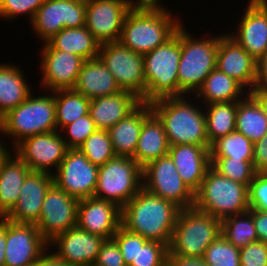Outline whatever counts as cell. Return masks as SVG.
<instances>
[{"label": "cell", "mask_w": 267, "mask_h": 266, "mask_svg": "<svg viewBox=\"0 0 267 266\" xmlns=\"http://www.w3.org/2000/svg\"><path fill=\"white\" fill-rule=\"evenodd\" d=\"M166 7L135 4L125 17L119 42L140 55L166 43L184 23Z\"/></svg>", "instance_id": "cell-1"}, {"label": "cell", "mask_w": 267, "mask_h": 266, "mask_svg": "<svg viewBox=\"0 0 267 266\" xmlns=\"http://www.w3.org/2000/svg\"><path fill=\"white\" fill-rule=\"evenodd\" d=\"M180 210L175 203L142 188L121 208V226L169 247Z\"/></svg>", "instance_id": "cell-2"}, {"label": "cell", "mask_w": 267, "mask_h": 266, "mask_svg": "<svg viewBox=\"0 0 267 266\" xmlns=\"http://www.w3.org/2000/svg\"><path fill=\"white\" fill-rule=\"evenodd\" d=\"M191 97H167L150 103L153 113L163 123L169 145H211L203 104Z\"/></svg>", "instance_id": "cell-3"}, {"label": "cell", "mask_w": 267, "mask_h": 266, "mask_svg": "<svg viewBox=\"0 0 267 266\" xmlns=\"http://www.w3.org/2000/svg\"><path fill=\"white\" fill-rule=\"evenodd\" d=\"M45 93H31L25 101L0 118V137L6 136L8 145L11 140L12 149L26 137L57 130L54 92Z\"/></svg>", "instance_id": "cell-4"}, {"label": "cell", "mask_w": 267, "mask_h": 266, "mask_svg": "<svg viewBox=\"0 0 267 266\" xmlns=\"http://www.w3.org/2000/svg\"><path fill=\"white\" fill-rule=\"evenodd\" d=\"M181 25V58L178 70V97L194 96L206 77L216 68L219 39L223 34L199 36ZM206 36V37H205ZM208 36V37H207ZM199 37V38H197ZM204 37V38H203Z\"/></svg>", "instance_id": "cell-5"}, {"label": "cell", "mask_w": 267, "mask_h": 266, "mask_svg": "<svg viewBox=\"0 0 267 266\" xmlns=\"http://www.w3.org/2000/svg\"><path fill=\"white\" fill-rule=\"evenodd\" d=\"M181 58V26L163 45L144 55L146 92L143 103L178 97V70Z\"/></svg>", "instance_id": "cell-6"}, {"label": "cell", "mask_w": 267, "mask_h": 266, "mask_svg": "<svg viewBox=\"0 0 267 266\" xmlns=\"http://www.w3.org/2000/svg\"><path fill=\"white\" fill-rule=\"evenodd\" d=\"M221 234V220L195 206L181 209L168 255L203 257L206 248Z\"/></svg>", "instance_id": "cell-7"}, {"label": "cell", "mask_w": 267, "mask_h": 266, "mask_svg": "<svg viewBox=\"0 0 267 266\" xmlns=\"http://www.w3.org/2000/svg\"><path fill=\"white\" fill-rule=\"evenodd\" d=\"M194 206L220 220L245 213L249 210L248 186L226 178L211 166L195 193Z\"/></svg>", "instance_id": "cell-8"}, {"label": "cell", "mask_w": 267, "mask_h": 266, "mask_svg": "<svg viewBox=\"0 0 267 266\" xmlns=\"http://www.w3.org/2000/svg\"><path fill=\"white\" fill-rule=\"evenodd\" d=\"M142 188V167L133 158L115 156L99 166L94 197L122 208Z\"/></svg>", "instance_id": "cell-9"}, {"label": "cell", "mask_w": 267, "mask_h": 266, "mask_svg": "<svg viewBox=\"0 0 267 266\" xmlns=\"http://www.w3.org/2000/svg\"><path fill=\"white\" fill-rule=\"evenodd\" d=\"M98 57L105 64L121 91L145 96L144 55L137 54L120 42L100 45Z\"/></svg>", "instance_id": "cell-10"}, {"label": "cell", "mask_w": 267, "mask_h": 266, "mask_svg": "<svg viewBox=\"0 0 267 266\" xmlns=\"http://www.w3.org/2000/svg\"><path fill=\"white\" fill-rule=\"evenodd\" d=\"M143 188L169 200L181 209L194 206L195 194L179 176L169 154L158 158L142 168Z\"/></svg>", "instance_id": "cell-11"}, {"label": "cell", "mask_w": 267, "mask_h": 266, "mask_svg": "<svg viewBox=\"0 0 267 266\" xmlns=\"http://www.w3.org/2000/svg\"><path fill=\"white\" fill-rule=\"evenodd\" d=\"M86 0H44L31 24V30L42 44L63 28L85 26Z\"/></svg>", "instance_id": "cell-12"}, {"label": "cell", "mask_w": 267, "mask_h": 266, "mask_svg": "<svg viewBox=\"0 0 267 266\" xmlns=\"http://www.w3.org/2000/svg\"><path fill=\"white\" fill-rule=\"evenodd\" d=\"M136 0H86L85 27L99 44L119 42L127 13Z\"/></svg>", "instance_id": "cell-13"}, {"label": "cell", "mask_w": 267, "mask_h": 266, "mask_svg": "<svg viewBox=\"0 0 267 266\" xmlns=\"http://www.w3.org/2000/svg\"><path fill=\"white\" fill-rule=\"evenodd\" d=\"M67 150L68 147L57 130L26 137L13 148V152L32 172L51 175L60 166Z\"/></svg>", "instance_id": "cell-14"}, {"label": "cell", "mask_w": 267, "mask_h": 266, "mask_svg": "<svg viewBox=\"0 0 267 266\" xmlns=\"http://www.w3.org/2000/svg\"><path fill=\"white\" fill-rule=\"evenodd\" d=\"M99 166L92 164L78 149H68L53 174L54 183L78 200L94 196Z\"/></svg>", "instance_id": "cell-15"}, {"label": "cell", "mask_w": 267, "mask_h": 266, "mask_svg": "<svg viewBox=\"0 0 267 266\" xmlns=\"http://www.w3.org/2000/svg\"><path fill=\"white\" fill-rule=\"evenodd\" d=\"M39 67L42 76L39 81L41 94L46 91L73 89L84 59L75 54L52 48L47 42L42 44ZM44 90V91H43Z\"/></svg>", "instance_id": "cell-16"}, {"label": "cell", "mask_w": 267, "mask_h": 266, "mask_svg": "<svg viewBox=\"0 0 267 266\" xmlns=\"http://www.w3.org/2000/svg\"><path fill=\"white\" fill-rule=\"evenodd\" d=\"M79 200L53 183L43 201L40 218L35 224L49 243L57 235L77 226Z\"/></svg>", "instance_id": "cell-17"}, {"label": "cell", "mask_w": 267, "mask_h": 266, "mask_svg": "<svg viewBox=\"0 0 267 266\" xmlns=\"http://www.w3.org/2000/svg\"><path fill=\"white\" fill-rule=\"evenodd\" d=\"M246 9L227 34L256 61L267 51V0H247ZM230 32V33H228Z\"/></svg>", "instance_id": "cell-18"}, {"label": "cell", "mask_w": 267, "mask_h": 266, "mask_svg": "<svg viewBox=\"0 0 267 266\" xmlns=\"http://www.w3.org/2000/svg\"><path fill=\"white\" fill-rule=\"evenodd\" d=\"M35 224L15 223L6 218L5 266L36 263L49 249Z\"/></svg>", "instance_id": "cell-19"}, {"label": "cell", "mask_w": 267, "mask_h": 266, "mask_svg": "<svg viewBox=\"0 0 267 266\" xmlns=\"http://www.w3.org/2000/svg\"><path fill=\"white\" fill-rule=\"evenodd\" d=\"M105 240L75 226L57 235L48 248L71 266H93Z\"/></svg>", "instance_id": "cell-20"}, {"label": "cell", "mask_w": 267, "mask_h": 266, "mask_svg": "<svg viewBox=\"0 0 267 266\" xmlns=\"http://www.w3.org/2000/svg\"><path fill=\"white\" fill-rule=\"evenodd\" d=\"M216 68L237 81L248 93L254 89L257 61L227 32L219 39Z\"/></svg>", "instance_id": "cell-21"}, {"label": "cell", "mask_w": 267, "mask_h": 266, "mask_svg": "<svg viewBox=\"0 0 267 266\" xmlns=\"http://www.w3.org/2000/svg\"><path fill=\"white\" fill-rule=\"evenodd\" d=\"M121 208L96 197L79 200L77 226L91 234L112 239L121 227Z\"/></svg>", "instance_id": "cell-22"}, {"label": "cell", "mask_w": 267, "mask_h": 266, "mask_svg": "<svg viewBox=\"0 0 267 266\" xmlns=\"http://www.w3.org/2000/svg\"><path fill=\"white\" fill-rule=\"evenodd\" d=\"M53 183V175L31 171L23 182L17 204L5 218L15 223L36 224Z\"/></svg>", "instance_id": "cell-23"}, {"label": "cell", "mask_w": 267, "mask_h": 266, "mask_svg": "<svg viewBox=\"0 0 267 266\" xmlns=\"http://www.w3.org/2000/svg\"><path fill=\"white\" fill-rule=\"evenodd\" d=\"M211 145H170L168 154L187 187L195 194L211 167Z\"/></svg>", "instance_id": "cell-24"}, {"label": "cell", "mask_w": 267, "mask_h": 266, "mask_svg": "<svg viewBox=\"0 0 267 266\" xmlns=\"http://www.w3.org/2000/svg\"><path fill=\"white\" fill-rule=\"evenodd\" d=\"M141 99L128 91L97 97L90 100L89 113L97 129L109 130L120 120L132 113Z\"/></svg>", "instance_id": "cell-25"}, {"label": "cell", "mask_w": 267, "mask_h": 266, "mask_svg": "<svg viewBox=\"0 0 267 266\" xmlns=\"http://www.w3.org/2000/svg\"><path fill=\"white\" fill-rule=\"evenodd\" d=\"M153 113L149 103H141L108 132L116 156L133 158L144 121Z\"/></svg>", "instance_id": "cell-26"}, {"label": "cell", "mask_w": 267, "mask_h": 266, "mask_svg": "<svg viewBox=\"0 0 267 266\" xmlns=\"http://www.w3.org/2000/svg\"><path fill=\"white\" fill-rule=\"evenodd\" d=\"M73 89L90 100L121 91L114 76L99 57L83 61Z\"/></svg>", "instance_id": "cell-27"}, {"label": "cell", "mask_w": 267, "mask_h": 266, "mask_svg": "<svg viewBox=\"0 0 267 266\" xmlns=\"http://www.w3.org/2000/svg\"><path fill=\"white\" fill-rule=\"evenodd\" d=\"M31 172L28 165L12 152L0 168V218L6 217L17 204L21 187Z\"/></svg>", "instance_id": "cell-28"}, {"label": "cell", "mask_w": 267, "mask_h": 266, "mask_svg": "<svg viewBox=\"0 0 267 266\" xmlns=\"http://www.w3.org/2000/svg\"><path fill=\"white\" fill-rule=\"evenodd\" d=\"M18 66L0 62V118L25 101L33 92L23 72V66Z\"/></svg>", "instance_id": "cell-29"}, {"label": "cell", "mask_w": 267, "mask_h": 266, "mask_svg": "<svg viewBox=\"0 0 267 266\" xmlns=\"http://www.w3.org/2000/svg\"><path fill=\"white\" fill-rule=\"evenodd\" d=\"M169 146L163 123L152 113L142 125L133 159L143 168L167 155Z\"/></svg>", "instance_id": "cell-30"}, {"label": "cell", "mask_w": 267, "mask_h": 266, "mask_svg": "<svg viewBox=\"0 0 267 266\" xmlns=\"http://www.w3.org/2000/svg\"><path fill=\"white\" fill-rule=\"evenodd\" d=\"M248 92L217 68L206 77L194 97L203 105L240 101Z\"/></svg>", "instance_id": "cell-31"}, {"label": "cell", "mask_w": 267, "mask_h": 266, "mask_svg": "<svg viewBox=\"0 0 267 266\" xmlns=\"http://www.w3.org/2000/svg\"><path fill=\"white\" fill-rule=\"evenodd\" d=\"M47 43L54 49L80 56L84 60L98 57L100 44L85 27L63 28Z\"/></svg>", "instance_id": "cell-32"}, {"label": "cell", "mask_w": 267, "mask_h": 266, "mask_svg": "<svg viewBox=\"0 0 267 266\" xmlns=\"http://www.w3.org/2000/svg\"><path fill=\"white\" fill-rule=\"evenodd\" d=\"M235 130L253 143L267 133V118L257 100L250 93L237 101Z\"/></svg>", "instance_id": "cell-33"}, {"label": "cell", "mask_w": 267, "mask_h": 266, "mask_svg": "<svg viewBox=\"0 0 267 266\" xmlns=\"http://www.w3.org/2000/svg\"><path fill=\"white\" fill-rule=\"evenodd\" d=\"M206 116L207 138L210 144L236 129V102L203 105Z\"/></svg>", "instance_id": "cell-34"}, {"label": "cell", "mask_w": 267, "mask_h": 266, "mask_svg": "<svg viewBox=\"0 0 267 266\" xmlns=\"http://www.w3.org/2000/svg\"><path fill=\"white\" fill-rule=\"evenodd\" d=\"M57 131L89 113L90 99L74 89L54 91Z\"/></svg>", "instance_id": "cell-35"}, {"label": "cell", "mask_w": 267, "mask_h": 266, "mask_svg": "<svg viewBox=\"0 0 267 266\" xmlns=\"http://www.w3.org/2000/svg\"><path fill=\"white\" fill-rule=\"evenodd\" d=\"M221 234L239 249L258 241L253 217L248 211L221 220Z\"/></svg>", "instance_id": "cell-36"}, {"label": "cell", "mask_w": 267, "mask_h": 266, "mask_svg": "<svg viewBox=\"0 0 267 266\" xmlns=\"http://www.w3.org/2000/svg\"><path fill=\"white\" fill-rule=\"evenodd\" d=\"M210 157H228L253 161V142L235 130L218 138L211 144Z\"/></svg>", "instance_id": "cell-37"}, {"label": "cell", "mask_w": 267, "mask_h": 266, "mask_svg": "<svg viewBox=\"0 0 267 266\" xmlns=\"http://www.w3.org/2000/svg\"><path fill=\"white\" fill-rule=\"evenodd\" d=\"M79 149L92 164L97 166L104 165L116 156L108 130L97 129Z\"/></svg>", "instance_id": "cell-38"}, {"label": "cell", "mask_w": 267, "mask_h": 266, "mask_svg": "<svg viewBox=\"0 0 267 266\" xmlns=\"http://www.w3.org/2000/svg\"><path fill=\"white\" fill-rule=\"evenodd\" d=\"M211 166L221 175L249 187L256 173L253 161L228 157H210Z\"/></svg>", "instance_id": "cell-39"}, {"label": "cell", "mask_w": 267, "mask_h": 266, "mask_svg": "<svg viewBox=\"0 0 267 266\" xmlns=\"http://www.w3.org/2000/svg\"><path fill=\"white\" fill-rule=\"evenodd\" d=\"M203 259L208 266H240V249L220 234L206 248Z\"/></svg>", "instance_id": "cell-40"}, {"label": "cell", "mask_w": 267, "mask_h": 266, "mask_svg": "<svg viewBox=\"0 0 267 266\" xmlns=\"http://www.w3.org/2000/svg\"><path fill=\"white\" fill-rule=\"evenodd\" d=\"M97 130L90 113L64 126L59 132L68 149H78ZM63 133V134H62Z\"/></svg>", "instance_id": "cell-41"}, {"label": "cell", "mask_w": 267, "mask_h": 266, "mask_svg": "<svg viewBox=\"0 0 267 266\" xmlns=\"http://www.w3.org/2000/svg\"><path fill=\"white\" fill-rule=\"evenodd\" d=\"M43 3L44 0H0V18L5 19V22H13L18 17L27 15L31 22Z\"/></svg>", "instance_id": "cell-42"}, {"label": "cell", "mask_w": 267, "mask_h": 266, "mask_svg": "<svg viewBox=\"0 0 267 266\" xmlns=\"http://www.w3.org/2000/svg\"><path fill=\"white\" fill-rule=\"evenodd\" d=\"M169 248L157 241H147L139 248L130 266H164L168 262Z\"/></svg>", "instance_id": "cell-43"}, {"label": "cell", "mask_w": 267, "mask_h": 266, "mask_svg": "<svg viewBox=\"0 0 267 266\" xmlns=\"http://www.w3.org/2000/svg\"><path fill=\"white\" fill-rule=\"evenodd\" d=\"M112 239L117 243L126 266L131 265L132 261L136 259L139 248L148 241L141 235L129 232L122 226L113 235Z\"/></svg>", "instance_id": "cell-44"}, {"label": "cell", "mask_w": 267, "mask_h": 266, "mask_svg": "<svg viewBox=\"0 0 267 266\" xmlns=\"http://www.w3.org/2000/svg\"><path fill=\"white\" fill-rule=\"evenodd\" d=\"M249 208L267 213V172H256L248 187Z\"/></svg>", "instance_id": "cell-45"}, {"label": "cell", "mask_w": 267, "mask_h": 266, "mask_svg": "<svg viewBox=\"0 0 267 266\" xmlns=\"http://www.w3.org/2000/svg\"><path fill=\"white\" fill-rule=\"evenodd\" d=\"M240 266H267V243L255 241L240 248Z\"/></svg>", "instance_id": "cell-46"}, {"label": "cell", "mask_w": 267, "mask_h": 266, "mask_svg": "<svg viewBox=\"0 0 267 266\" xmlns=\"http://www.w3.org/2000/svg\"><path fill=\"white\" fill-rule=\"evenodd\" d=\"M93 266H126L120 249L113 239H107L102 244Z\"/></svg>", "instance_id": "cell-47"}, {"label": "cell", "mask_w": 267, "mask_h": 266, "mask_svg": "<svg viewBox=\"0 0 267 266\" xmlns=\"http://www.w3.org/2000/svg\"><path fill=\"white\" fill-rule=\"evenodd\" d=\"M253 167L256 172H267V133L253 143Z\"/></svg>", "instance_id": "cell-48"}, {"label": "cell", "mask_w": 267, "mask_h": 266, "mask_svg": "<svg viewBox=\"0 0 267 266\" xmlns=\"http://www.w3.org/2000/svg\"><path fill=\"white\" fill-rule=\"evenodd\" d=\"M248 212L253 217L258 241L267 243V213L250 208Z\"/></svg>", "instance_id": "cell-49"}, {"label": "cell", "mask_w": 267, "mask_h": 266, "mask_svg": "<svg viewBox=\"0 0 267 266\" xmlns=\"http://www.w3.org/2000/svg\"><path fill=\"white\" fill-rule=\"evenodd\" d=\"M168 263L171 266H208L203 257H188L168 255Z\"/></svg>", "instance_id": "cell-50"}, {"label": "cell", "mask_w": 267, "mask_h": 266, "mask_svg": "<svg viewBox=\"0 0 267 266\" xmlns=\"http://www.w3.org/2000/svg\"><path fill=\"white\" fill-rule=\"evenodd\" d=\"M254 88L267 89V51L257 60V76Z\"/></svg>", "instance_id": "cell-51"}, {"label": "cell", "mask_w": 267, "mask_h": 266, "mask_svg": "<svg viewBox=\"0 0 267 266\" xmlns=\"http://www.w3.org/2000/svg\"><path fill=\"white\" fill-rule=\"evenodd\" d=\"M35 266H71L66 261L59 259L51 250H47L35 263Z\"/></svg>", "instance_id": "cell-52"}, {"label": "cell", "mask_w": 267, "mask_h": 266, "mask_svg": "<svg viewBox=\"0 0 267 266\" xmlns=\"http://www.w3.org/2000/svg\"><path fill=\"white\" fill-rule=\"evenodd\" d=\"M6 218H0V266H5Z\"/></svg>", "instance_id": "cell-53"}, {"label": "cell", "mask_w": 267, "mask_h": 266, "mask_svg": "<svg viewBox=\"0 0 267 266\" xmlns=\"http://www.w3.org/2000/svg\"><path fill=\"white\" fill-rule=\"evenodd\" d=\"M250 94L257 100L267 118V89L254 88Z\"/></svg>", "instance_id": "cell-54"}, {"label": "cell", "mask_w": 267, "mask_h": 266, "mask_svg": "<svg viewBox=\"0 0 267 266\" xmlns=\"http://www.w3.org/2000/svg\"><path fill=\"white\" fill-rule=\"evenodd\" d=\"M3 138V136L0 137V168L5 159L13 152V149L7 144V142L5 143L6 140Z\"/></svg>", "instance_id": "cell-55"}, {"label": "cell", "mask_w": 267, "mask_h": 266, "mask_svg": "<svg viewBox=\"0 0 267 266\" xmlns=\"http://www.w3.org/2000/svg\"><path fill=\"white\" fill-rule=\"evenodd\" d=\"M163 0H136V4L141 5H162ZM160 3V4H159Z\"/></svg>", "instance_id": "cell-56"}, {"label": "cell", "mask_w": 267, "mask_h": 266, "mask_svg": "<svg viewBox=\"0 0 267 266\" xmlns=\"http://www.w3.org/2000/svg\"><path fill=\"white\" fill-rule=\"evenodd\" d=\"M164 266H171L168 262Z\"/></svg>", "instance_id": "cell-57"}]
</instances>
